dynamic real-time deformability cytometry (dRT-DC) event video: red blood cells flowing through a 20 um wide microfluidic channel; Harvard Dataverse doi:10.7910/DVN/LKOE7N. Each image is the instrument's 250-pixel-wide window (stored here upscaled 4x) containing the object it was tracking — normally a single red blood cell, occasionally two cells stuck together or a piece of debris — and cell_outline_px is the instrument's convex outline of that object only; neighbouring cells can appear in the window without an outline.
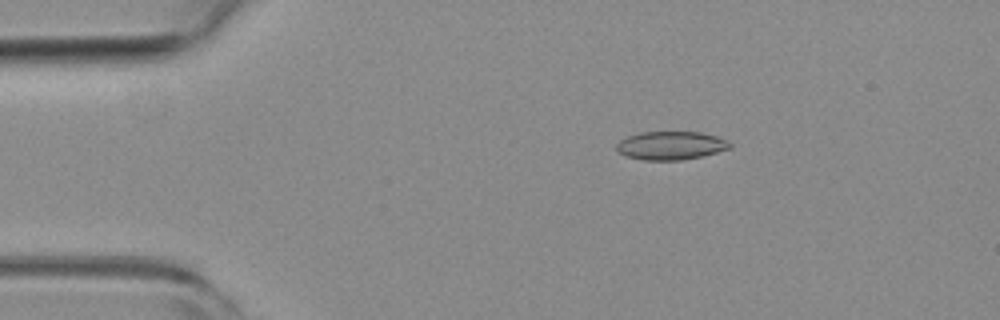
{"species": "common noctule bat (a hibernating species)", "species_latin": "Nyctalus noctula", "temperature_condition": "room temperature", "stored_images_in_passage": 56, "camera_frame_rate_fps": 3000, "um_per_image_px": 0.085, "animal": {"sex": "female", "body_mass_g": 19.3, "forearm_length_mm": 54.1}, "frame": {"image": 1, "passage_image": 10, "time_ms": 3.0, "image_size_px": [1000, 320], "cell_outline_px": [[732, 148], [700, 156], [680, 160], [644, 160], [624, 156], [616, 152], [616, 144], [620, 140], [628, 136], [640, 132], [700, 132], [716, 136], [728, 140], [732, 144]], "centroid_in_image_um": [56.99, 12.37], "position_along_channel_um": 28.0, "area_um2": 18.84}}
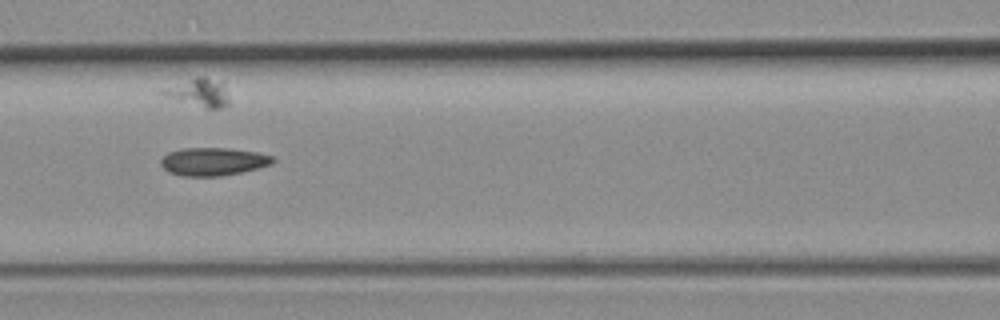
{"frame": {"image": 2, "passage_image": 24, "time_ms": 7.667, "image_size_px": [1000, 320], "cell_outline_px": [[276, 160], [272, 164], [240, 172], [220, 176], [180, 176], [168, 172], [160, 164], [160, 160], [168, 152], [180, 148], [228, 148], [260, 152], [272, 156]], "centroid_in_image_um": [18.11, 13.72], "position_along_channel_um": 148.5, "area_um2": 18.38}}
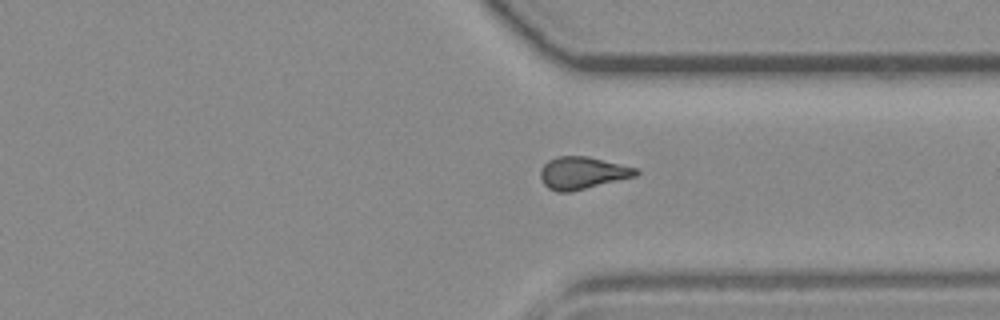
{"frame": {"image": 3, "passage_image": 41, "time_ms": 13.333, "image_size_px": [1000, 320], "cell_outline_px": [[640, 172], [636, 176], [572, 192], [556, 192], [548, 188], [544, 184], [540, 176], [540, 168], [548, 160], [556, 156], [588, 156], [640, 168]], "centroid_in_image_um": [49.52, 14.7], "position_along_channel_um": 361.9, "area_um2": 18.32}, "authors_computed_cell_mechanics": {"area_um2": 18.2648, "velocity_mm_per_s": 3.7675, "shape_relaxation_time_tau1_ms": null, "shape_relaxation_time_tau2_ms": 1.984, "deformation_change_tau1": null, "deformation_change_tau2": 0.092}}